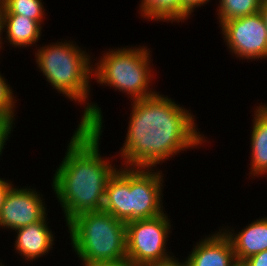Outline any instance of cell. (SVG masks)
Returning <instances> with one entry per match:
<instances>
[{"mask_svg":"<svg viewBox=\"0 0 267 266\" xmlns=\"http://www.w3.org/2000/svg\"><path fill=\"white\" fill-rule=\"evenodd\" d=\"M102 118L98 105L92 102L86 105L52 179L66 223L80 213L102 210L107 182L117 170L99 153Z\"/></svg>","mask_w":267,"mask_h":266,"instance_id":"cell-1","label":"cell"},{"mask_svg":"<svg viewBox=\"0 0 267 266\" xmlns=\"http://www.w3.org/2000/svg\"><path fill=\"white\" fill-rule=\"evenodd\" d=\"M131 105L126 140L119 153L125 167L151 169L174 154L206 141L197 132L194 115L168 96L157 92L132 101Z\"/></svg>","mask_w":267,"mask_h":266,"instance_id":"cell-2","label":"cell"},{"mask_svg":"<svg viewBox=\"0 0 267 266\" xmlns=\"http://www.w3.org/2000/svg\"><path fill=\"white\" fill-rule=\"evenodd\" d=\"M72 247L83 264H127L126 223L99 210L83 212L67 222Z\"/></svg>","mask_w":267,"mask_h":266,"instance_id":"cell-3","label":"cell"},{"mask_svg":"<svg viewBox=\"0 0 267 266\" xmlns=\"http://www.w3.org/2000/svg\"><path fill=\"white\" fill-rule=\"evenodd\" d=\"M69 42L40 47L35 54L36 63L47 81L59 93L75 102L87 103L93 65L86 51Z\"/></svg>","mask_w":267,"mask_h":266,"instance_id":"cell-4","label":"cell"},{"mask_svg":"<svg viewBox=\"0 0 267 266\" xmlns=\"http://www.w3.org/2000/svg\"><path fill=\"white\" fill-rule=\"evenodd\" d=\"M150 56L144 46L112 49L94 64L92 75L99 84L124 91L133 101L141 100L156 94L149 87L153 78Z\"/></svg>","mask_w":267,"mask_h":266,"instance_id":"cell-5","label":"cell"},{"mask_svg":"<svg viewBox=\"0 0 267 266\" xmlns=\"http://www.w3.org/2000/svg\"><path fill=\"white\" fill-rule=\"evenodd\" d=\"M165 213L149 219L126 223V257L128 266H143L167 261L175 256L166 252L171 229ZM169 232V233H168Z\"/></svg>","mask_w":267,"mask_h":266,"instance_id":"cell-6","label":"cell"},{"mask_svg":"<svg viewBox=\"0 0 267 266\" xmlns=\"http://www.w3.org/2000/svg\"><path fill=\"white\" fill-rule=\"evenodd\" d=\"M220 26L230 53L239 59H267V26L260 12L224 21Z\"/></svg>","mask_w":267,"mask_h":266,"instance_id":"cell-7","label":"cell"},{"mask_svg":"<svg viewBox=\"0 0 267 266\" xmlns=\"http://www.w3.org/2000/svg\"><path fill=\"white\" fill-rule=\"evenodd\" d=\"M163 175L150 168L130 167V193H128V222L149 219L164 213Z\"/></svg>","mask_w":267,"mask_h":266,"instance_id":"cell-8","label":"cell"},{"mask_svg":"<svg viewBox=\"0 0 267 266\" xmlns=\"http://www.w3.org/2000/svg\"><path fill=\"white\" fill-rule=\"evenodd\" d=\"M45 215V203L36 190L12 185L0 211V227L16 230L40 221Z\"/></svg>","mask_w":267,"mask_h":266,"instance_id":"cell-9","label":"cell"},{"mask_svg":"<svg viewBox=\"0 0 267 266\" xmlns=\"http://www.w3.org/2000/svg\"><path fill=\"white\" fill-rule=\"evenodd\" d=\"M221 231L196 243L186 259L187 266H240L230 239Z\"/></svg>","mask_w":267,"mask_h":266,"instance_id":"cell-10","label":"cell"},{"mask_svg":"<svg viewBox=\"0 0 267 266\" xmlns=\"http://www.w3.org/2000/svg\"><path fill=\"white\" fill-rule=\"evenodd\" d=\"M47 214L38 222L16 229V251L26 260L33 261L47 254L54 245V237L48 227Z\"/></svg>","mask_w":267,"mask_h":266,"instance_id":"cell-11","label":"cell"},{"mask_svg":"<svg viewBox=\"0 0 267 266\" xmlns=\"http://www.w3.org/2000/svg\"><path fill=\"white\" fill-rule=\"evenodd\" d=\"M223 230L232 243L239 265L252 255L267 250V217L255 220L237 234L233 229Z\"/></svg>","mask_w":267,"mask_h":266,"instance_id":"cell-12","label":"cell"},{"mask_svg":"<svg viewBox=\"0 0 267 266\" xmlns=\"http://www.w3.org/2000/svg\"><path fill=\"white\" fill-rule=\"evenodd\" d=\"M128 193H130V167L119 168L107 182L102 210L127 223Z\"/></svg>","mask_w":267,"mask_h":266,"instance_id":"cell-13","label":"cell"},{"mask_svg":"<svg viewBox=\"0 0 267 266\" xmlns=\"http://www.w3.org/2000/svg\"><path fill=\"white\" fill-rule=\"evenodd\" d=\"M251 131L250 174L261 176L267 173V104L255 109Z\"/></svg>","mask_w":267,"mask_h":266,"instance_id":"cell-14","label":"cell"},{"mask_svg":"<svg viewBox=\"0 0 267 266\" xmlns=\"http://www.w3.org/2000/svg\"><path fill=\"white\" fill-rule=\"evenodd\" d=\"M3 29L10 45L31 46L40 39L42 26L39 22L23 15H2Z\"/></svg>","mask_w":267,"mask_h":266,"instance_id":"cell-15","label":"cell"},{"mask_svg":"<svg viewBox=\"0 0 267 266\" xmlns=\"http://www.w3.org/2000/svg\"><path fill=\"white\" fill-rule=\"evenodd\" d=\"M139 8L146 19L182 22V0H142Z\"/></svg>","mask_w":267,"mask_h":266,"instance_id":"cell-16","label":"cell"},{"mask_svg":"<svg viewBox=\"0 0 267 266\" xmlns=\"http://www.w3.org/2000/svg\"><path fill=\"white\" fill-rule=\"evenodd\" d=\"M263 0H220L218 6V20L224 21L253 15L260 12Z\"/></svg>","mask_w":267,"mask_h":266,"instance_id":"cell-17","label":"cell"},{"mask_svg":"<svg viewBox=\"0 0 267 266\" xmlns=\"http://www.w3.org/2000/svg\"><path fill=\"white\" fill-rule=\"evenodd\" d=\"M42 0H1L2 15H23L42 25L44 6Z\"/></svg>","mask_w":267,"mask_h":266,"instance_id":"cell-18","label":"cell"},{"mask_svg":"<svg viewBox=\"0 0 267 266\" xmlns=\"http://www.w3.org/2000/svg\"><path fill=\"white\" fill-rule=\"evenodd\" d=\"M13 89L0 74V119L14 122L15 99Z\"/></svg>","mask_w":267,"mask_h":266,"instance_id":"cell-19","label":"cell"},{"mask_svg":"<svg viewBox=\"0 0 267 266\" xmlns=\"http://www.w3.org/2000/svg\"><path fill=\"white\" fill-rule=\"evenodd\" d=\"M208 1L210 0H182V21L190 17V14L194 12L193 9L203 6Z\"/></svg>","mask_w":267,"mask_h":266,"instance_id":"cell-20","label":"cell"},{"mask_svg":"<svg viewBox=\"0 0 267 266\" xmlns=\"http://www.w3.org/2000/svg\"><path fill=\"white\" fill-rule=\"evenodd\" d=\"M13 127V122L8 120L0 119V155L2 154V150L5 149V142L10 137V133Z\"/></svg>","mask_w":267,"mask_h":266,"instance_id":"cell-21","label":"cell"},{"mask_svg":"<svg viewBox=\"0 0 267 266\" xmlns=\"http://www.w3.org/2000/svg\"><path fill=\"white\" fill-rule=\"evenodd\" d=\"M240 266H267V250L252 255L244 260Z\"/></svg>","mask_w":267,"mask_h":266,"instance_id":"cell-22","label":"cell"},{"mask_svg":"<svg viewBox=\"0 0 267 266\" xmlns=\"http://www.w3.org/2000/svg\"><path fill=\"white\" fill-rule=\"evenodd\" d=\"M12 185V182H7L0 178V211L3 206L4 198Z\"/></svg>","mask_w":267,"mask_h":266,"instance_id":"cell-23","label":"cell"},{"mask_svg":"<svg viewBox=\"0 0 267 266\" xmlns=\"http://www.w3.org/2000/svg\"><path fill=\"white\" fill-rule=\"evenodd\" d=\"M143 266H187L186 261L184 262H179L176 258H171L167 261L164 262H158V263H151V264H146Z\"/></svg>","mask_w":267,"mask_h":266,"instance_id":"cell-24","label":"cell"},{"mask_svg":"<svg viewBox=\"0 0 267 266\" xmlns=\"http://www.w3.org/2000/svg\"><path fill=\"white\" fill-rule=\"evenodd\" d=\"M260 13L263 16L265 24L267 26V0H263Z\"/></svg>","mask_w":267,"mask_h":266,"instance_id":"cell-25","label":"cell"},{"mask_svg":"<svg viewBox=\"0 0 267 266\" xmlns=\"http://www.w3.org/2000/svg\"><path fill=\"white\" fill-rule=\"evenodd\" d=\"M85 266H128L127 264L119 263H93V264H83Z\"/></svg>","mask_w":267,"mask_h":266,"instance_id":"cell-26","label":"cell"},{"mask_svg":"<svg viewBox=\"0 0 267 266\" xmlns=\"http://www.w3.org/2000/svg\"><path fill=\"white\" fill-rule=\"evenodd\" d=\"M2 31H4V29H3V19H2V12H0V49L2 48V44H3V43H1L2 40H3V39H1V38H3V37H1V35L3 34Z\"/></svg>","mask_w":267,"mask_h":266,"instance_id":"cell-27","label":"cell"}]
</instances>
